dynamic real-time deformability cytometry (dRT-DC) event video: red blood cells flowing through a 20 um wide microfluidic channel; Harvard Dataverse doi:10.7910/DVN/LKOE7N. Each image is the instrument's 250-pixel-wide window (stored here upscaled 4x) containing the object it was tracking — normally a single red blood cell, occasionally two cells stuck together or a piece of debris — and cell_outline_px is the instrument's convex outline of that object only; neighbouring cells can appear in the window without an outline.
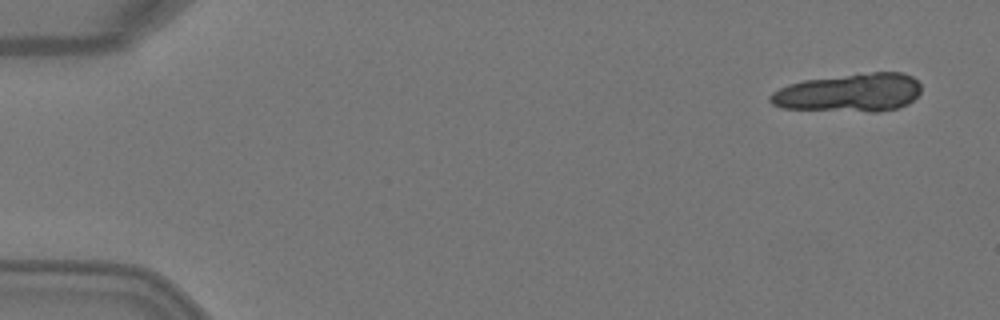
{"species": "Egyptian fruit bat (a non-hibernating species)", "species_latin": "Rousettus aegyptiacus", "temperature_condition": "warm", "stored_images_in_passage": 3, "camera_frame_rate_fps": 3000, "um_per_image_px": 0.085, "animal": {"sex": "female"}, "frame": {"image": 1, "passage_image": 1, "time_ms": 0.0, "image_size_px": [1000, 320], "cell_outline_px": [[920, 92], [908, 104], [896, 108], [880, 112], [868, 112], [780, 108], [772, 104], [768, 100], [768, 96], [772, 92], [788, 84], [804, 80], [872, 72], [904, 72], [912, 76], [920, 84]], "centroid_in_image_um": [72.19, 7.89], "position_along_channel_um": 12.8, "area_um2": 33.87}}